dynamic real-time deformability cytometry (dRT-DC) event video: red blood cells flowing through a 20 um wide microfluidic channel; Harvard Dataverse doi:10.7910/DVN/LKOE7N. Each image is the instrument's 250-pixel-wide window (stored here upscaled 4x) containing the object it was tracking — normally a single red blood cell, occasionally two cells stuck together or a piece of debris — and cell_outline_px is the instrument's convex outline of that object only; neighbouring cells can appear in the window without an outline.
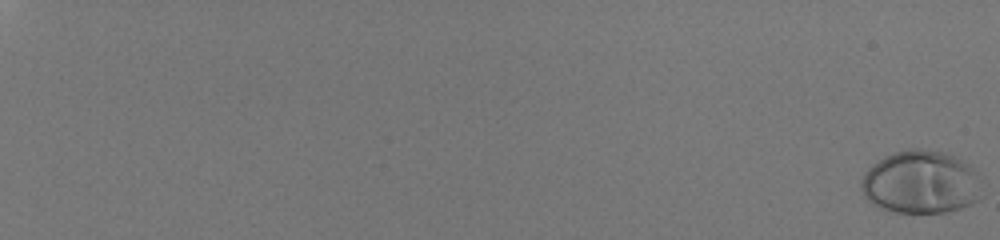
{"species": "human", "species_latin": "Homo sapiens", "temperature_condition": "room temperature", "stored_images_in_passage": 53, "camera_frame_rate_fps": 3000, "um_per_image_px": 0.085, "donor": {"sex": "male"}, "frame": {"image": 1, "passage_image": 1, "time_ms": 0.0, "image_size_px": [1000, 240], "cell_outline_px": [[976, 200], [972, 204], [960, 208], [944, 212], [896, 212], [872, 204], [864, 196], [860, 188], [860, 184], [868, 168], [872, 164], [884, 156], [896, 152], [912, 148], [916, 148], [940, 152], [952, 156], [968, 164], [972, 168]], "centroid_in_image_um": [78.13, 15.49], "position_along_channel_um": 6.9, "area_um2": 42.89}}
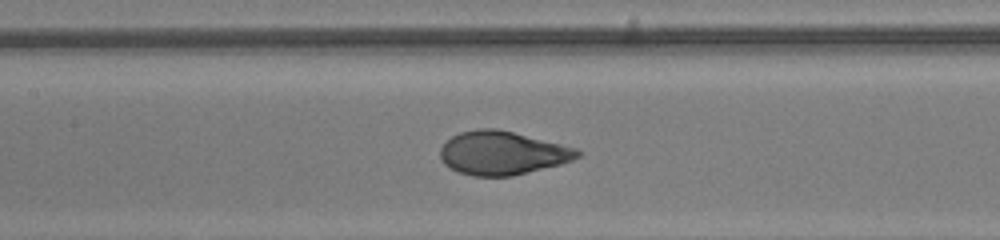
{"frame": {"image": 2, "passage_image": 35, "time_ms": 11.333, "image_size_px": [1000, 240], "cell_outline_px": [[584, 152], [580, 156], [572, 160], [560, 164], [512, 176], [472, 176], [460, 172], [444, 164], [440, 160], [440, 148], [452, 136], [460, 132], [476, 128], [496, 128], [576, 148]], "centroid_in_image_um": [42.68, 13.0], "position_along_channel_um": 164.7, "area_um2": 34.62}}
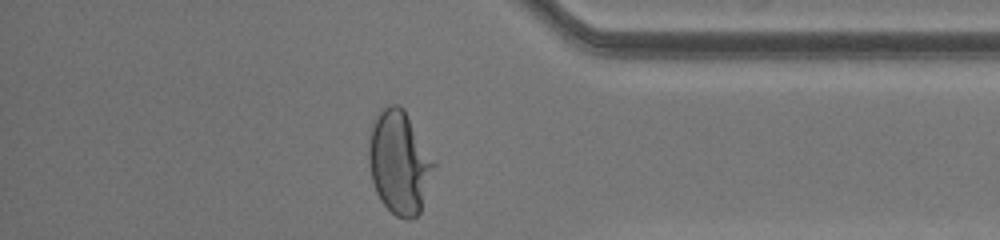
{"frame": {"image": 3, "passage_image": 53, "time_ms": 17.333, "image_size_px": [1000, 240], "cell_outline_px": [[436, 164], [420, 212], [416, 216], [408, 220], [396, 216], [380, 200], [376, 192], [372, 180], [368, 164], [368, 144], [372, 120], [388, 104], [400, 104], [404, 108]], "centroid_in_image_um": [33.92, 13.79], "position_along_channel_um": 401.3, "area_um2": 39.19}, "authors_computed_cell_mechanics": {"area_um2": 36.414, "velocity_mm_per_s": 4.0772, "shape_relaxation_time_tau1_ms": 3.7308, "shape_relaxation_time_tau2_ms": null, "deformation_change_tau1": 0.2203, "deformation_change_tau2": null}}